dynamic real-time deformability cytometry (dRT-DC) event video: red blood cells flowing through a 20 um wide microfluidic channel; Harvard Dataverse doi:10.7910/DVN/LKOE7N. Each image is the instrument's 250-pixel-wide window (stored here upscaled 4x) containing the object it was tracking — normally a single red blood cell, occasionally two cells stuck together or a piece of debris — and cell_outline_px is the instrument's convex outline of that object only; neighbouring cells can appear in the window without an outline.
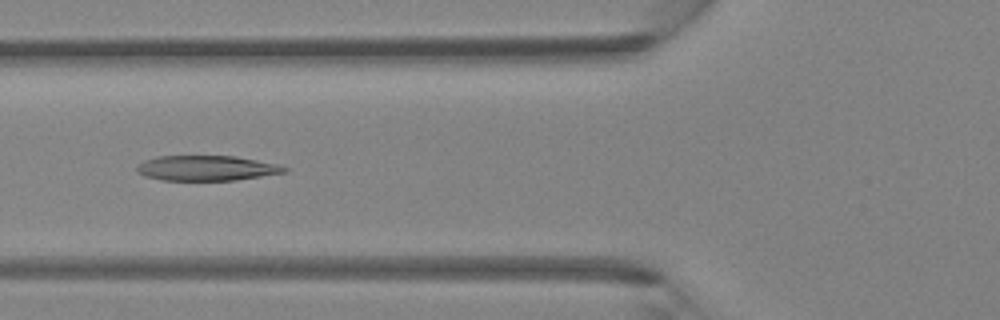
{"species": "Egyptian fruit bat (a non-hibernating species)", "species_latin": "Rousettus aegyptiacus", "temperature_condition": "room temperature", "stored_images_in_passage": 4, "camera_frame_rate_fps": 3000, "um_per_image_px": 0.085, "animal": {"sex": "female"}, "frame": {"image": 1, "passage_image": 4, "time_ms": 1.0, "image_size_px": [1000, 320], "cell_outline_px": [[288, 172], [236, 180], [160, 180], [144, 176], [136, 172], [136, 168], [144, 160], [156, 156], [236, 156], [280, 164], [288, 168]], "centroid_in_image_um": [17.58, 14.29], "position_along_channel_um": 108.2, "area_um2": 21.79}}